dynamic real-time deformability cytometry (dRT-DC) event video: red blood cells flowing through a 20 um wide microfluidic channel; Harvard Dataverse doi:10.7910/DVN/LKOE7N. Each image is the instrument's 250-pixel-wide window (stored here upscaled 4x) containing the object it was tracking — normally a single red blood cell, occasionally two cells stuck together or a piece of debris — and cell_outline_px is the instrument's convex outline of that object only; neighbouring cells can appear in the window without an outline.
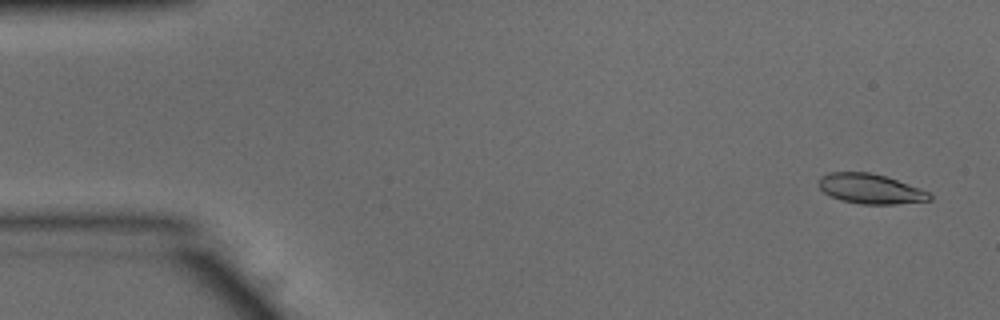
{"species": "common noctule bat (a hibernating species)", "species_latin": "Nyctalus noctula", "temperature_condition": "warm", "stored_images_in_passage": 53, "camera_frame_rate_fps": 3000, "um_per_image_px": 0.085, "animal": {"sex": "male", "body_mass_g": 15.6}, "frame": {"image": 1, "passage_image": 3, "time_ms": 0.667, "image_size_px": [1000, 320], "cell_outline_px": [[932, 200], [896, 204], [860, 204], [840, 200], [824, 192], [820, 188], [820, 176], [832, 172], [868, 172], [884, 176], [920, 188], [928, 192], [932, 196]], "centroid_in_image_um": [74.0, 16.06], "position_along_channel_um": 11.0, "area_um2": 19.07}}
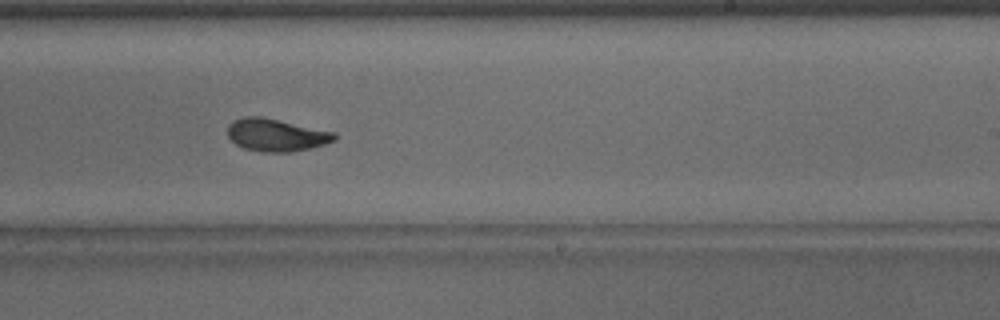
{"frame": {"image": 2, "passage_image": 32, "time_ms": 10.333, "image_size_px": [1000, 320], "cell_outline_px": [[336, 140], [324, 144], [292, 152], [264, 152], [244, 148], [236, 144], [228, 136], [228, 124], [232, 120], [244, 116], [260, 116], [336, 132]], "centroid_in_image_um": [23.46, 11.46], "position_along_channel_um": 265.5, "area_um2": 20.23}}
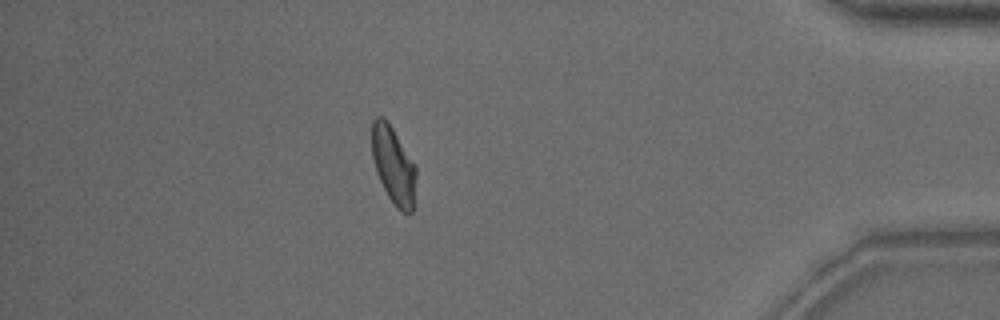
{"frame": {"image": 3, "passage_image": 46, "time_ms": 15.0, "image_size_px": [1000, 320], "cell_outline_px": [[416, 176], [412, 212], [404, 212], [396, 208], [388, 196], [376, 172], [372, 156], [372, 120], [376, 116], [384, 116], [416, 164]], "centroid_in_image_um": [33.44, 14.02], "position_along_channel_um": 401.8, "area_um2": 19.88}, "authors_computed_cell_mechanics": {"area_um2": 19.941, "velocity_mm_per_s": 3.8629, "shape_relaxation_time_tau1_ms": 5.355, "shape_relaxation_time_tau2_ms": 1.9166, "deformation_change_tau1": 0.183, "deformation_change_tau2": 0.076}}